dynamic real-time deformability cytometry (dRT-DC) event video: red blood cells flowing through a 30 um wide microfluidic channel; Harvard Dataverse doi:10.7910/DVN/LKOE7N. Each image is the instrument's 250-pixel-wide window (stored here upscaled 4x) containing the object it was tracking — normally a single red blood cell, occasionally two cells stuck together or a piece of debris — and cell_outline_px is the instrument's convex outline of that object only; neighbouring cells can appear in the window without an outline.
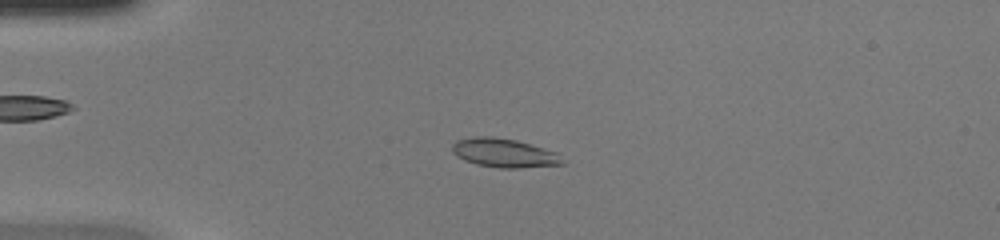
{"species": "common noctule bat (a hibernating species)", "species_latin": "Nyctalus noctula", "temperature_condition": "warm", "stored_images_in_passage": 48, "camera_frame_rate_fps": 3000, "um_per_image_px": 0.085, "animal": {"sex": "female", "body_mass_g": 20.0, "forearm_length_mm": 54.0}, "frame": {"image": 1, "passage_image": 12, "time_ms": 3.667, "image_size_px": [1000, 240], "cell_outline_px": [[564, 164], [520, 168], [500, 168], [476, 164], [464, 160], [456, 156], [452, 152], [452, 144], [456, 140], [472, 136], [492, 136], [516, 140], [544, 148], [556, 152]], "centroid_in_image_um": [42.79, 12.99], "position_along_channel_um": 42.2, "area_um2": 18.55}}
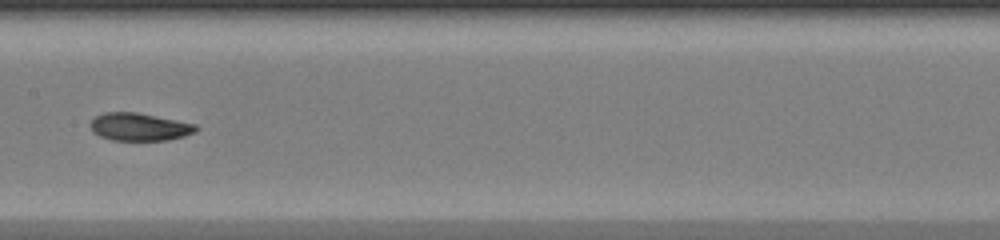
{"frame": {"image": 2, "passage_image": 25, "time_ms": 8.0, "image_size_px": [1000, 240], "cell_outline_px": [[200, 128], [196, 132], [184, 136], [168, 140], [112, 140], [100, 136], [92, 132], [88, 124], [96, 116], [104, 112], [136, 112], [196, 124]], "centroid_in_image_um": [11.84, 10.78], "position_along_channel_um": 195.6, "area_um2": 17.17}}
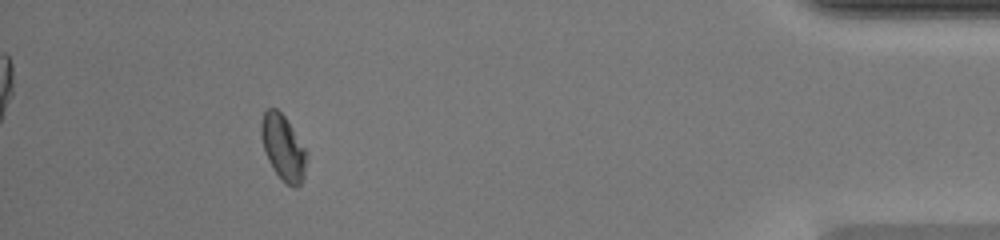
{"frame": {"image": 3, "passage_image": 44, "time_ms": 14.333, "image_size_px": [1000, 240], "cell_outline_px": [[308, 156], [304, 176], [300, 184], [296, 188], [292, 188], [272, 168], [268, 160], [260, 136], [260, 124], [264, 112], [268, 108], [276, 108], [284, 116], [308, 152]], "centroid_in_image_um": [24.08, 12.54], "position_along_channel_um": 411.1, "area_um2": 17.28}, "authors_computed_cell_mechanics": {"area_um2": 17.2244, "velocity_mm_per_s": 4.2725, "shape_relaxation_time_tau1_ms": 4.8219, "shape_relaxation_time_tau2_ms": 1.5238, "deformation_change_tau1": 0.1706, "deformation_change_tau2": 0.0427}}